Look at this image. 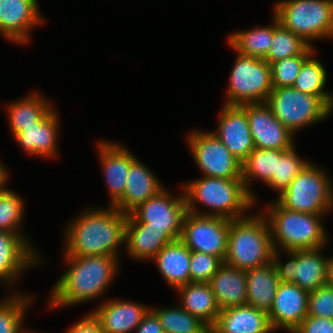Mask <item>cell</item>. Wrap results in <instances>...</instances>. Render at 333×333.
<instances>
[{
  "instance_id": "1",
  "label": "cell",
  "mask_w": 333,
  "mask_h": 333,
  "mask_svg": "<svg viewBox=\"0 0 333 333\" xmlns=\"http://www.w3.org/2000/svg\"><path fill=\"white\" fill-rule=\"evenodd\" d=\"M84 208L68 221L64 230L63 255H104L119 259L124 246L127 214L109 206Z\"/></svg>"
},
{
  "instance_id": "20",
  "label": "cell",
  "mask_w": 333,
  "mask_h": 333,
  "mask_svg": "<svg viewBox=\"0 0 333 333\" xmlns=\"http://www.w3.org/2000/svg\"><path fill=\"white\" fill-rule=\"evenodd\" d=\"M104 301L92 309L104 333H133L150 310V306L118 298Z\"/></svg>"
},
{
  "instance_id": "12",
  "label": "cell",
  "mask_w": 333,
  "mask_h": 333,
  "mask_svg": "<svg viewBox=\"0 0 333 333\" xmlns=\"http://www.w3.org/2000/svg\"><path fill=\"white\" fill-rule=\"evenodd\" d=\"M186 212L184 191L174 195L164 187L127 214L126 222H143L147 227L164 228L175 240H179Z\"/></svg>"
},
{
  "instance_id": "22",
  "label": "cell",
  "mask_w": 333,
  "mask_h": 333,
  "mask_svg": "<svg viewBox=\"0 0 333 333\" xmlns=\"http://www.w3.org/2000/svg\"><path fill=\"white\" fill-rule=\"evenodd\" d=\"M136 158L130 165L123 196L113 205L122 213L130 214L147 199L164 188L161 180Z\"/></svg>"
},
{
  "instance_id": "5",
  "label": "cell",
  "mask_w": 333,
  "mask_h": 333,
  "mask_svg": "<svg viewBox=\"0 0 333 333\" xmlns=\"http://www.w3.org/2000/svg\"><path fill=\"white\" fill-rule=\"evenodd\" d=\"M273 252L269 223L262 212L230 220L224 263L247 271L271 263Z\"/></svg>"
},
{
  "instance_id": "42",
  "label": "cell",
  "mask_w": 333,
  "mask_h": 333,
  "mask_svg": "<svg viewBox=\"0 0 333 333\" xmlns=\"http://www.w3.org/2000/svg\"><path fill=\"white\" fill-rule=\"evenodd\" d=\"M65 333H104L99 319L92 311L86 312L77 322L68 327Z\"/></svg>"
},
{
  "instance_id": "26",
  "label": "cell",
  "mask_w": 333,
  "mask_h": 333,
  "mask_svg": "<svg viewBox=\"0 0 333 333\" xmlns=\"http://www.w3.org/2000/svg\"><path fill=\"white\" fill-rule=\"evenodd\" d=\"M190 251L179 239L163 247L151 260L174 290L190 283Z\"/></svg>"
},
{
  "instance_id": "40",
  "label": "cell",
  "mask_w": 333,
  "mask_h": 333,
  "mask_svg": "<svg viewBox=\"0 0 333 333\" xmlns=\"http://www.w3.org/2000/svg\"><path fill=\"white\" fill-rule=\"evenodd\" d=\"M308 315L333 319V287L325 284L308 295Z\"/></svg>"
},
{
  "instance_id": "7",
  "label": "cell",
  "mask_w": 333,
  "mask_h": 333,
  "mask_svg": "<svg viewBox=\"0 0 333 333\" xmlns=\"http://www.w3.org/2000/svg\"><path fill=\"white\" fill-rule=\"evenodd\" d=\"M323 168L310 161L275 199L282 207L309 214L333 210V183Z\"/></svg>"
},
{
  "instance_id": "39",
  "label": "cell",
  "mask_w": 333,
  "mask_h": 333,
  "mask_svg": "<svg viewBox=\"0 0 333 333\" xmlns=\"http://www.w3.org/2000/svg\"><path fill=\"white\" fill-rule=\"evenodd\" d=\"M223 263L214 255L190 251V282L208 283Z\"/></svg>"
},
{
  "instance_id": "28",
  "label": "cell",
  "mask_w": 333,
  "mask_h": 333,
  "mask_svg": "<svg viewBox=\"0 0 333 333\" xmlns=\"http://www.w3.org/2000/svg\"><path fill=\"white\" fill-rule=\"evenodd\" d=\"M175 291L184 310L198 317L209 328L215 324L221 310L208 283L190 282Z\"/></svg>"
},
{
  "instance_id": "11",
  "label": "cell",
  "mask_w": 333,
  "mask_h": 333,
  "mask_svg": "<svg viewBox=\"0 0 333 333\" xmlns=\"http://www.w3.org/2000/svg\"><path fill=\"white\" fill-rule=\"evenodd\" d=\"M187 146L203 176L241 178V161L213 132L195 129L186 136Z\"/></svg>"
},
{
  "instance_id": "6",
  "label": "cell",
  "mask_w": 333,
  "mask_h": 333,
  "mask_svg": "<svg viewBox=\"0 0 333 333\" xmlns=\"http://www.w3.org/2000/svg\"><path fill=\"white\" fill-rule=\"evenodd\" d=\"M271 13L312 47L313 41L333 39V0H278Z\"/></svg>"
},
{
  "instance_id": "31",
  "label": "cell",
  "mask_w": 333,
  "mask_h": 333,
  "mask_svg": "<svg viewBox=\"0 0 333 333\" xmlns=\"http://www.w3.org/2000/svg\"><path fill=\"white\" fill-rule=\"evenodd\" d=\"M267 26H256L248 30L235 31L228 35L227 44L246 56L265 59L268 55L275 30V16Z\"/></svg>"
},
{
  "instance_id": "29",
  "label": "cell",
  "mask_w": 333,
  "mask_h": 333,
  "mask_svg": "<svg viewBox=\"0 0 333 333\" xmlns=\"http://www.w3.org/2000/svg\"><path fill=\"white\" fill-rule=\"evenodd\" d=\"M247 305L269 312L280 280L273 263L246 271Z\"/></svg>"
},
{
  "instance_id": "15",
  "label": "cell",
  "mask_w": 333,
  "mask_h": 333,
  "mask_svg": "<svg viewBox=\"0 0 333 333\" xmlns=\"http://www.w3.org/2000/svg\"><path fill=\"white\" fill-rule=\"evenodd\" d=\"M38 0H0V36L17 45L31 42V30L45 19Z\"/></svg>"
},
{
  "instance_id": "9",
  "label": "cell",
  "mask_w": 333,
  "mask_h": 333,
  "mask_svg": "<svg viewBox=\"0 0 333 333\" xmlns=\"http://www.w3.org/2000/svg\"><path fill=\"white\" fill-rule=\"evenodd\" d=\"M236 52L225 90L227 105L265 103L273 89L270 64L264 59Z\"/></svg>"
},
{
  "instance_id": "2",
  "label": "cell",
  "mask_w": 333,
  "mask_h": 333,
  "mask_svg": "<svg viewBox=\"0 0 333 333\" xmlns=\"http://www.w3.org/2000/svg\"><path fill=\"white\" fill-rule=\"evenodd\" d=\"M63 258L67 269L50 290L47 302L50 309L57 310L101 299L121 272L120 260L112 256L64 255Z\"/></svg>"
},
{
  "instance_id": "21",
  "label": "cell",
  "mask_w": 333,
  "mask_h": 333,
  "mask_svg": "<svg viewBox=\"0 0 333 333\" xmlns=\"http://www.w3.org/2000/svg\"><path fill=\"white\" fill-rule=\"evenodd\" d=\"M53 109L38 125L23 127L13 137L26 154L38 158L58 157L59 113Z\"/></svg>"
},
{
  "instance_id": "35",
  "label": "cell",
  "mask_w": 333,
  "mask_h": 333,
  "mask_svg": "<svg viewBox=\"0 0 333 333\" xmlns=\"http://www.w3.org/2000/svg\"><path fill=\"white\" fill-rule=\"evenodd\" d=\"M310 45L300 36L283 27L275 17V30L267 57L269 64L287 57L301 55Z\"/></svg>"
},
{
  "instance_id": "17",
  "label": "cell",
  "mask_w": 333,
  "mask_h": 333,
  "mask_svg": "<svg viewBox=\"0 0 333 333\" xmlns=\"http://www.w3.org/2000/svg\"><path fill=\"white\" fill-rule=\"evenodd\" d=\"M247 118L255 148L288 150L295 146V135L265 103H247Z\"/></svg>"
},
{
  "instance_id": "43",
  "label": "cell",
  "mask_w": 333,
  "mask_h": 333,
  "mask_svg": "<svg viewBox=\"0 0 333 333\" xmlns=\"http://www.w3.org/2000/svg\"><path fill=\"white\" fill-rule=\"evenodd\" d=\"M134 333H164L158 317L149 310L137 326Z\"/></svg>"
},
{
  "instance_id": "18",
  "label": "cell",
  "mask_w": 333,
  "mask_h": 333,
  "mask_svg": "<svg viewBox=\"0 0 333 333\" xmlns=\"http://www.w3.org/2000/svg\"><path fill=\"white\" fill-rule=\"evenodd\" d=\"M96 144L101 170L109 192L108 204L113 206L124 194L130 165L137 157L127 147L114 141L102 139Z\"/></svg>"
},
{
  "instance_id": "36",
  "label": "cell",
  "mask_w": 333,
  "mask_h": 333,
  "mask_svg": "<svg viewBox=\"0 0 333 333\" xmlns=\"http://www.w3.org/2000/svg\"><path fill=\"white\" fill-rule=\"evenodd\" d=\"M25 206L24 199L15 190L7 188L0 192V230L27 235L20 228L25 220Z\"/></svg>"
},
{
  "instance_id": "13",
  "label": "cell",
  "mask_w": 333,
  "mask_h": 333,
  "mask_svg": "<svg viewBox=\"0 0 333 333\" xmlns=\"http://www.w3.org/2000/svg\"><path fill=\"white\" fill-rule=\"evenodd\" d=\"M230 220L186 212L180 240L191 250L214 255L223 262L227 254Z\"/></svg>"
},
{
  "instance_id": "19",
  "label": "cell",
  "mask_w": 333,
  "mask_h": 333,
  "mask_svg": "<svg viewBox=\"0 0 333 333\" xmlns=\"http://www.w3.org/2000/svg\"><path fill=\"white\" fill-rule=\"evenodd\" d=\"M308 295L294 283H279L273 304L268 312L270 324L292 333L308 315Z\"/></svg>"
},
{
  "instance_id": "4",
  "label": "cell",
  "mask_w": 333,
  "mask_h": 333,
  "mask_svg": "<svg viewBox=\"0 0 333 333\" xmlns=\"http://www.w3.org/2000/svg\"><path fill=\"white\" fill-rule=\"evenodd\" d=\"M261 212L269 223L274 250H314L329 246V235L322 222L328 214L291 211L276 200Z\"/></svg>"
},
{
  "instance_id": "27",
  "label": "cell",
  "mask_w": 333,
  "mask_h": 333,
  "mask_svg": "<svg viewBox=\"0 0 333 333\" xmlns=\"http://www.w3.org/2000/svg\"><path fill=\"white\" fill-rule=\"evenodd\" d=\"M38 92L33 91L5 106L12 137L23 127L38 125L55 108L51 101Z\"/></svg>"
},
{
  "instance_id": "46",
  "label": "cell",
  "mask_w": 333,
  "mask_h": 333,
  "mask_svg": "<svg viewBox=\"0 0 333 333\" xmlns=\"http://www.w3.org/2000/svg\"><path fill=\"white\" fill-rule=\"evenodd\" d=\"M25 333H41V332H37V331L35 332L34 330H32V329L30 330V329L28 328V330H27Z\"/></svg>"
},
{
  "instance_id": "45",
  "label": "cell",
  "mask_w": 333,
  "mask_h": 333,
  "mask_svg": "<svg viewBox=\"0 0 333 333\" xmlns=\"http://www.w3.org/2000/svg\"><path fill=\"white\" fill-rule=\"evenodd\" d=\"M326 284L333 287V256H330L328 260V272H327Z\"/></svg>"
},
{
  "instance_id": "14",
  "label": "cell",
  "mask_w": 333,
  "mask_h": 333,
  "mask_svg": "<svg viewBox=\"0 0 333 333\" xmlns=\"http://www.w3.org/2000/svg\"><path fill=\"white\" fill-rule=\"evenodd\" d=\"M27 237L0 230V284L7 289L16 287L23 272L42 262V254Z\"/></svg>"
},
{
  "instance_id": "25",
  "label": "cell",
  "mask_w": 333,
  "mask_h": 333,
  "mask_svg": "<svg viewBox=\"0 0 333 333\" xmlns=\"http://www.w3.org/2000/svg\"><path fill=\"white\" fill-rule=\"evenodd\" d=\"M208 284L220 310L247 303L245 270L223 263Z\"/></svg>"
},
{
  "instance_id": "30",
  "label": "cell",
  "mask_w": 333,
  "mask_h": 333,
  "mask_svg": "<svg viewBox=\"0 0 333 333\" xmlns=\"http://www.w3.org/2000/svg\"><path fill=\"white\" fill-rule=\"evenodd\" d=\"M284 151L285 150L255 148L241 162V178L247 192L253 197L254 205H256L258 198L251 188L253 181L258 180L267 185L272 175H276L277 158H279Z\"/></svg>"
},
{
  "instance_id": "34",
  "label": "cell",
  "mask_w": 333,
  "mask_h": 333,
  "mask_svg": "<svg viewBox=\"0 0 333 333\" xmlns=\"http://www.w3.org/2000/svg\"><path fill=\"white\" fill-rule=\"evenodd\" d=\"M150 310L158 317L164 333H205L209 329L198 317L193 316L180 305L150 307Z\"/></svg>"
},
{
  "instance_id": "10",
  "label": "cell",
  "mask_w": 333,
  "mask_h": 333,
  "mask_svg": "<svg viewBox=\"0 0 333 333\" xmlns=\"http://www.w3.org/2000/svg\"><path fill=\"white\" fill-rule=\"evenodd\" d=\"M322 247L314 250L280 251L274 250L272 263L281 283H294L310 293L326 284L328 257ZM280 253H286L288 261L281 260Z\"/></svg>"
},
{
  "instance_id": "33",
  "label": "cell",
  "mask_w": 333,
  "mask_h": 333,
  "mask_svg": "<svg viewBox=\"0 0 333 333\" xmlns=\"http://www.w3.org/2000/svg\"><path fill=\"white\" fill-rule=\"evenodd\" d=\"M9 291V296L0 299V333H25L24 318L34 299L14 289Z\"/></svg>"
},
{
  "instance_id": "32",
  "label": "cell",
  "mask_w": 333,
  "mask_h": 333,
  "mask_svg": "<svg viewBox=\"0 0 333 333\" xmlns=\"http://www.w3.org/2000/svg\"><path fill=\"white\" fill-rule=\"evenodd\" d=\"M315 54L316 51L303 63L292 87L303 93L319 96L333 110V92L325 89L327 70Z\"/></svg>"
},
{
  "instance_id": "47",
  "label": "cell",
  "mask_w": 333,
  "mask_h": 333,
  "mask_svg": "<svg viewBox=\"0 0 333 333\" xmlns=\"http://www.w3.org/2000/svg\"><path fill=\"white\" fill-rule=\"evenodd\" d=\"M205 333H214L210 328Z\"/></svg>"
},
{
  "instance_id": "16",
  "label": "cell",
  "mask_w": 333,
  "mask_h": 333,
  "mask_svg": "<svg viewBox=\"0 0 333 333\" xmlns=\"http://www.w3.org/2000/svg\"><path fill=\"white\" fill-rule=\"evenodd\" d=\"M218 125L211 131L241 162L255 149L247 118V103L221 106Z\"/></svg>"
},
{
  "instance_id": "38",
  "label": "cell",
  "mask_w": 333,
  "mask_h": 333,
  "mask_svg": "<svg viewBox=\"0 0 333 333\" xmlns=\"http://www.w3.org/2000/svg\"><path fill=\"white\" fill-rule=\"evenodd\" d=\"M315 48L309 46L301 55L270 63L273 88L293 86L303 63L317 51Z\"/></svg>"
},
{
  "instance_id": "23",
  "label": "cell",
  "mask_w": 333,
  "mask_h": 333,
  "mask_svg": "<svg viewBox=\"0 0 333 333\" xmlns=\"http://www.w3.org/2000/svg\"><path fill=\"white\" fill-rule=\"evenodd\" d=\"M173 241L175 239L164 228L147 227L143 222H126L122 250L135 261H150Z\"/></svg>"
},
{
  "instance_id": "8",
  "label": "cell",
  "mask_w": 333,
  "mask_h": 333,
  "mask_svg": "<svg viewBox=\"0 0 333 333\" xmlns=\"http://www.w3.org/2000/svg\"><path fill=\"white\" fill-rule=\"evenodd\" d=\"M266 103L295 136L299 130L324 122L333 113L319 96L303 93L292 86L273 88Z\"/></svg>"
},
{
  "instance_id": "41",
  "label": "cell",
  "mask_w": 333,
  "mask_h": 333,
  "mask_svg": "<svg viewBox=\"0 0 333 333\" xmlns=\"http://www.w3.org/2000/svg\"><path fill=\"white\" fill-rule=\"evenodd\" d=\"M292 333H333V319L307 315Z\"/></svg>"
},
{
  "instance_id": "37",
  "label": "cell",
  "mask_w": 333,
  "mask_h": 333,
  "mask_svg": "<svg viewBox=\"0 0 333 333\" xmlns=\"http://www.w3.org/2000/svg\"><path fill=\"white\" fill-rule=\"evenodd\" d=\"M309 162L310 160L299 156L296 146L285 150L277 158L276 175H272L267 186L277 191L279 196Z\"/></svg>"
},
{
  "instance_id": "24",
  "label": "cell",
  "mask_w": 333,
  "mask_h": 333,
  "mask_svg": "<svg viewBox=\"0 0 333 333\" xmlns=\"http://www.w3.org/2000/svg\"><path fill=\"white\" fill-rule=\"evenodd\" d=\"M214 333H274L268 312L250 305L226 308L220 311Z\"/></svg>"
},
{
  "instance_id": "44",
  "label": "cell",
  "mask_w": 333,
  "mask_h": 333,
  "mask_svg": "<svg viewBox=\"0 0 333 333\" xmlns=\"http://www.w3.org/2000/svg\"><path fill=\"white\" fill-rule=\"evenodd\" d=\"M9 178V172L6 166L0 160V192L8 188L7 182Z\"/></svg>"
},
{
  "instance_id": "3",
  "label": "cell",
  "mask_w": 333,
  "mask_h": 333,
  "mask_svg": "<svg viewBox=\"0 0 333 333\" xmlns=\"http://www.w3.org/2000/svg\"><path fill=\"white\" fill-rule=\"evenodd\" d=\"M181 187L185 194L187 211L193 214L233 220L248 215L255 207L253 197L247 192L242 178L201 176L186 181ZM197 203L209 210L199 211Z\"/></svg>"
}]
</instances>
